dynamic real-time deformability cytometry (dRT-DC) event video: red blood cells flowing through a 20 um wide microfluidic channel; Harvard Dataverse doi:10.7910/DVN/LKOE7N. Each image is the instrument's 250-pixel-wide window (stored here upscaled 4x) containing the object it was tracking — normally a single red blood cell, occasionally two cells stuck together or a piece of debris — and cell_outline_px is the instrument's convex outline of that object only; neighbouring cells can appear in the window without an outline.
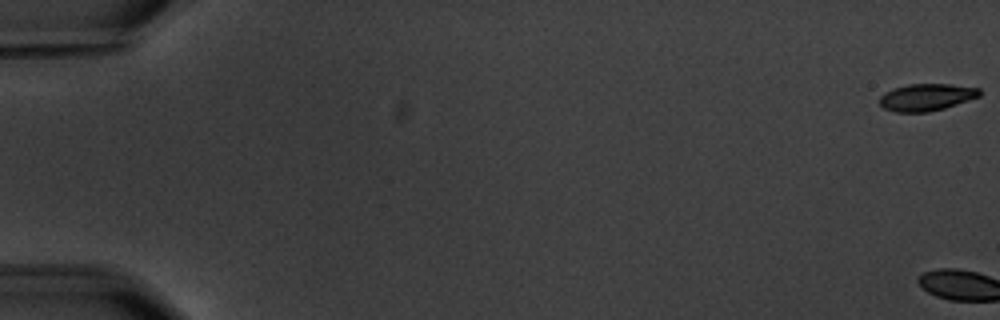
{"species": "common noctule bat (a hibernating species)", "species_latin": "Nyctalus noctula", "temperature_condition": "warm", "stored_images_in_passage": 9, "camera_frame_rate_fps": 3000, "um_per_image_px": 0.085, "animal": {"sex": "male", "body_mass_g": 20.1, "forearm_length_mm": 53.5}, "frame": {"image": 1, "passage_image": 1, "time_ms": 0.0, "image_size_px": [1000, 320], "cell_outline_px": [[980, 96], [944, 108], [928, 112], [896, 112], [884, 108], [880, 104], [880, 96], [884, 92], [892, 88], [908, 84], [952, 84], [980, 88]], "centroid_in_image_um": [78.73, 8.25], "position_along_channel_um": 6.3, "area_um2": 15.78}}
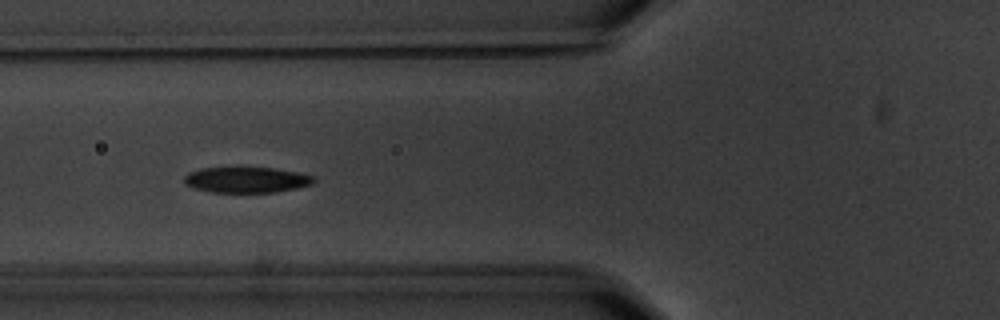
{"frame": {"image": 2, "passage_image": 8, "time_ms": 8.333, "image_size_px": [1000, 320], "cell_outline_px": [[316, 180], [312, 184], [296, 188], [276, 192], [212, 192], [192, 188], [184, 184], [184, 176], [188, 172], [200, 168], [240, 164], [276, 168], [300, 172], [316, 176]], "centroid_in_image_um": [20.93, 15.22], "position_along_channel_um": 104.9, "area_um2": 20.69}}
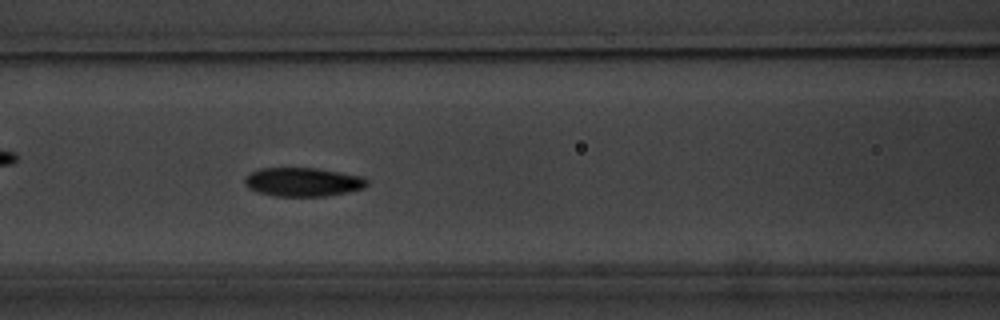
{"frame": {"image": 3, "passage_image": 9, "time_ms": 9.333, "image_size_px": [1000, 320], "cell_outline_px": [[368, 184], [364, 188], [348, 192], [328, 196], [276, 196], [260, 192], [248, 188], [244, 184], [244, 180], [252, 172], [260, 168], [316, 168], [364, 176], [368, 180]], "centroid_in_image_um": [25.8, 15.47], "position_along_channel_um": 140.8, "area_um2": 20.52}}